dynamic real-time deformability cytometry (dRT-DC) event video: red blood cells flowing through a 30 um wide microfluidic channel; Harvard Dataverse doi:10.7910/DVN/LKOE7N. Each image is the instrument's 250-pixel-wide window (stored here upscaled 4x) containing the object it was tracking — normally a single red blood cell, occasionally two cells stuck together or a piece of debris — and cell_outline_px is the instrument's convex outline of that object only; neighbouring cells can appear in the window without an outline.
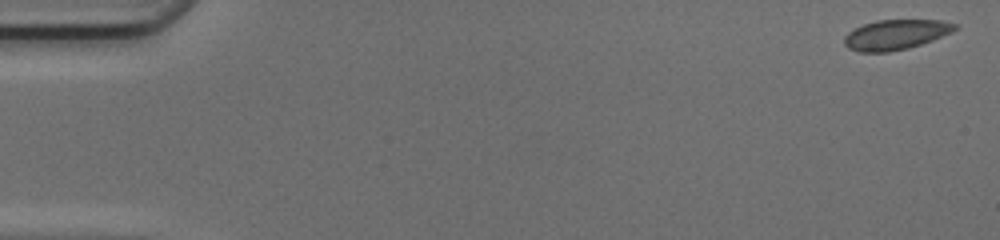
{"species": "common noctule bat (a hibernating species)", "species_latin": "Nyctalus noctula", "temperature_condition": "cold", "stored_images_in_passage": 49, "camera_frame_rate_fps": 3000, "um_per_image_px": 0.085, "animal": {"sex": "female", "body_mass_g": 17.0, "forearm_length_mm": 48.0}, "frame": {"image": 1, "passage_image": 1, "time_ms": 0.0, "image_size_px": [1000, 240], "cell_outline_px": [[956, 28], [952, 32], [932, 40], [908, 48], [888, 52], [860, 52], [848, 48], [844, 44], [844, 36], [848, 32], [864, 24], [876, 20], [940, 20], [956, 24]], "centroid_in_image_um": [76.11, 2.94], "position_along_channel_um": 8.9, "area_um2": 19.19}}
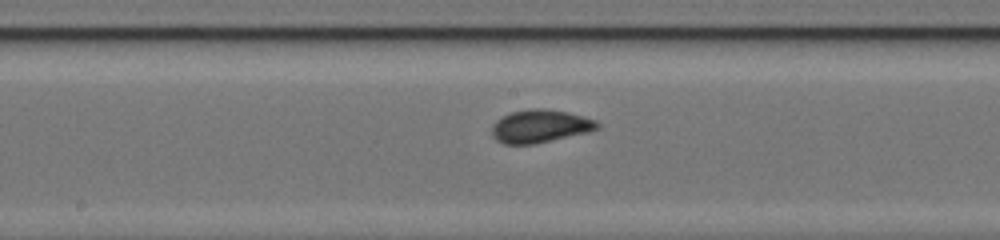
{"frame": {"image": 2, "passage_image": 26, "time_ms": 8.333, "image_size_px": [1000, 240], "cell_outline_px": [[600, 128], [588, 132], [532, 144], [504, 144], [496, 140], [492, 136], [492, 124], [496, 120], [512, 112], [532, 108], [544, 108], [568, 112], [584, 116], [596, 120], [600, 124]], "centroid_in_image_um": [45.92, 10.72], "position_along_channel_um": 202.3, "area_um2": 20.23}}
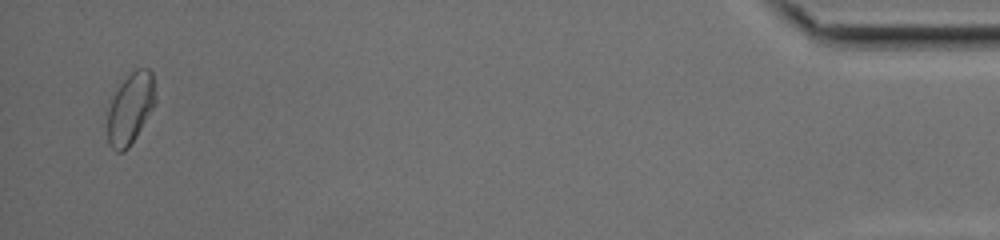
{"frame": {"image": 3, "passage_image": 48, "time_ms": 15.667, "image_size_px": [1000, 240], "cell_outline_px": [[156, 104], [136, 136], [128, 148], [124, 152], [116, 152], [108, 144], [108, 108], [120, 84], [136, 68], [148, 68], [152, 72], [156, 100]], "centroid_in_image_um": [11.1, 9.23], "position_along_channel_um": 424.1, "area_um2": 19.71}}